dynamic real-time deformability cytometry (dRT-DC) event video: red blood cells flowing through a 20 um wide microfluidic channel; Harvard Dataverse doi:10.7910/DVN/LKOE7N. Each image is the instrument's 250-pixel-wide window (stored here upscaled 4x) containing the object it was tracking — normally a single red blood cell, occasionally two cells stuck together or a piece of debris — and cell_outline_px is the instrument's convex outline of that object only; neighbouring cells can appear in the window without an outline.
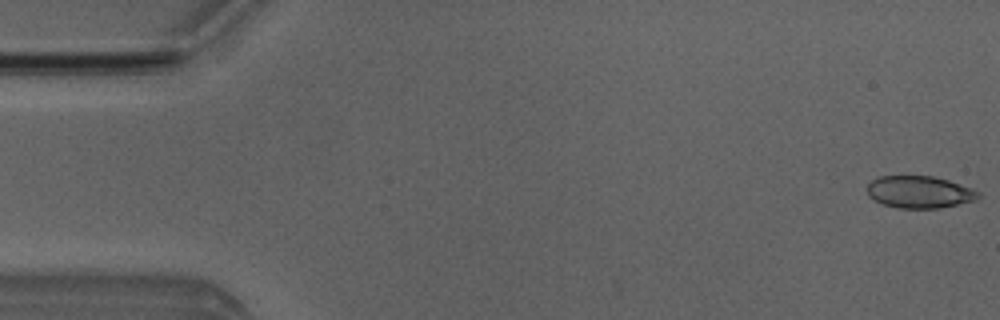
{"species": "Egyptian fruit bat (a non-hibernating species)", "species_latin": "Rousettus aegyptiacus", "temperature_condition": "room temperature", "stored_images_in_passage": 6, "camera_frame_rate_fps": 3000, "um_per_image_px": 0.085, "animal": {"sex": "male"}, "frame": {"image": 1, "passage_image": 1, "time_ms": 0.0, "image_size_px": [1000, 320], "cell_outline_px": [[980, 196], [976, 200], [940, 208], [896, 208], [884, 204], [868, 196], [868, 184], [872, 180], [880, 176], [932, 176], [948, 180], [972, 188], [980, 192]], "centroid_in_image_um": [78.17, 16.32], "position_along_channel_um": 6.8, "area_um2": 20.75}}